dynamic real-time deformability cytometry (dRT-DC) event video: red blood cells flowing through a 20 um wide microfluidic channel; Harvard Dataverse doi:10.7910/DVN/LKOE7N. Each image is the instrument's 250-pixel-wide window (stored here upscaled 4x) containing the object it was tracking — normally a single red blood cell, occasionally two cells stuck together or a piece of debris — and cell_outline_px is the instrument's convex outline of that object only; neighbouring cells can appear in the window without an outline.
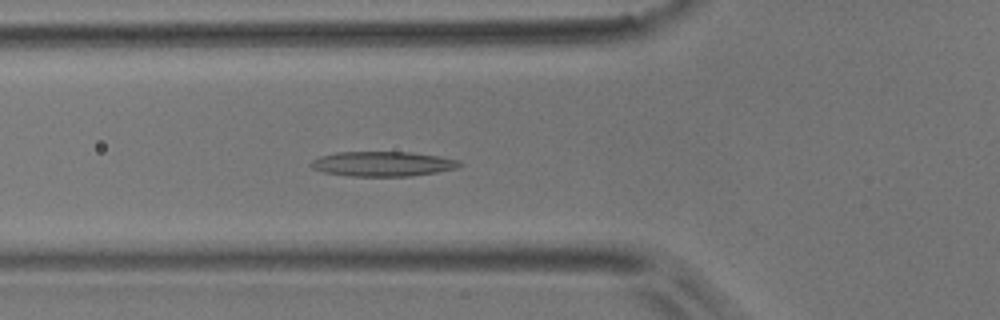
{"species": "common noctule bat (a hibernating species)", "species_latin": "Nyctalus noctula", "temperature_condition": "room temperature", "stored_images_in_passage": 52, "camera_frame_rate_fps": 3000, "um_per_image_px": 0.085, "animal": {"sex": "male", "body_mass_g": 17.9}, "frame": {"image": 1, "passage_image": 18, "time_ms": 5.667, "image_size_px": [1000, 320], "cell_outline_px": [[464, 164], [456, 168], [436, 172], [412, 176], [352, 176], [324, 172], [312, 168], [308, 164], [312, 160], [320, 156], [336, 152], [412, 152], [440, 156], [460, 160]], "centroid_in_image_um": [32.54, 13.92], "position_along_channel_um": 93.3, "area_um2": 21.62}}
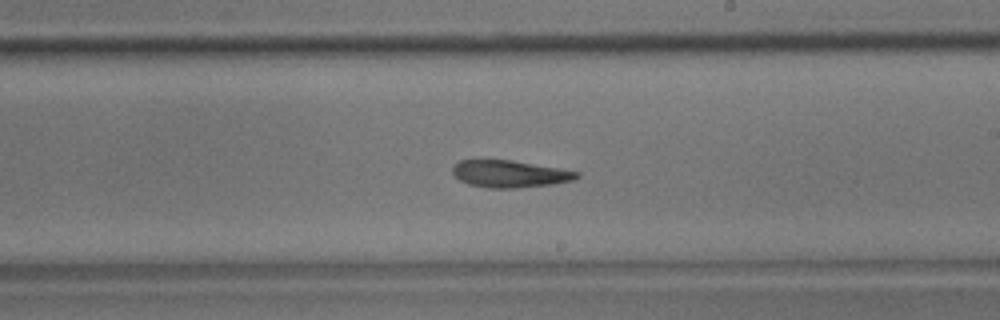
{"frame": {"image": 2, "passage_image": 30, "time_ms": 9.667, "image_size_px": [1000, 320], "cell_outline_px": [[580, 176], [572, 180], [552, 184], [520, 188], [488, 188], [468, 184], [460, 180], [452, 172], [452, 168], [460, 160], [512, 160], [580, 172]], "centroid_in_image_um": [43.32, 14.78], "position_along_channel_um": 245.7, "area_um2": 19.48}}
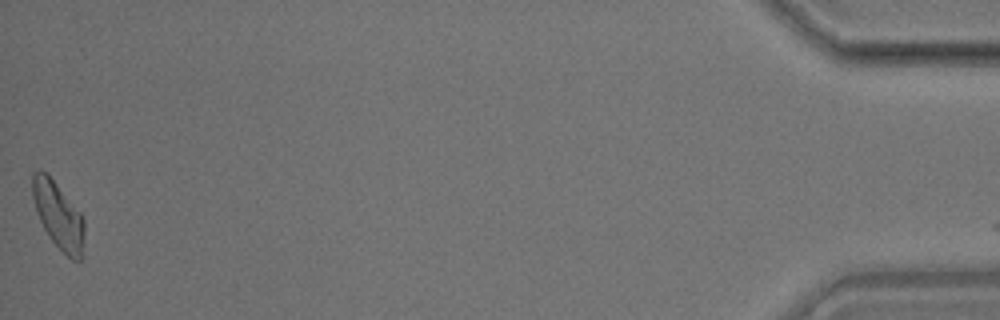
{"frame": {"image": 3, "passage_image": 52, "time_ms": 17.0, "image_size_px": [1000, 320], "cell_outline_px": [[84, 236], [80, 260], [72, 260], [48, 236], [36, 212], [32, 196], [32, 172], [48, 172], [80, 212], [84, 220]], "centroid_in_image_um": [4.95, 18.27], "position_along_channel_um": 430.3, "area_um2": 20.0}, "authors_computed_cell_mechanics": {"area_um2": 20.4612, "velocity_mm_per_s": 3.8054, "shape_relaxation_time_tau1_ms": null, "shape_relaxation_time_tau2_ms": 9.1447, "deformation_change_tau1": null, "deformation_change_tau2": 0.2165}}